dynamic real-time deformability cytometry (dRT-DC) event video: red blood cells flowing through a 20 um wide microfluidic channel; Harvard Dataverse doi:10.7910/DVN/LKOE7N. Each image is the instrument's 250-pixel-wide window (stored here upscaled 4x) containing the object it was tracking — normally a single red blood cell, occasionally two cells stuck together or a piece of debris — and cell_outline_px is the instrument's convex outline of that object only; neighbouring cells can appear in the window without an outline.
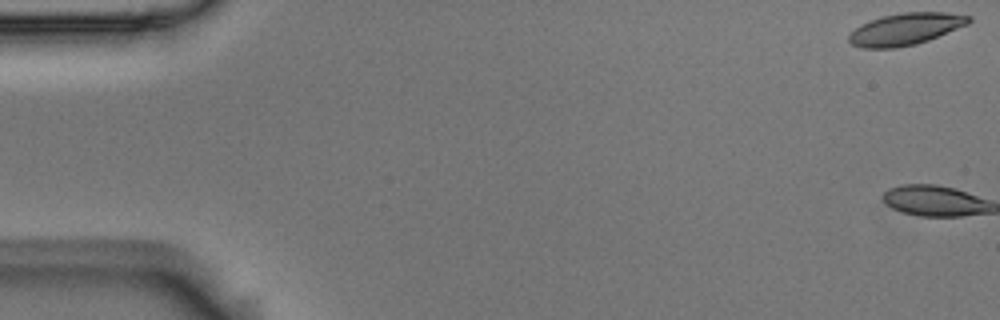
{"species": "Egyptian fruit bat (a non-hibernating species)", "species_latin": "Rousettus aegyptiacus", "temperature_condition": "room temperature", "stored_images_in_passage": 2, "camera_frame_rate_fps": 3000, "um_per_image_px": 0.085, "animal": {"sex": "male"}, "frame": {"image": 1, "passage_image": 1, "time_ms": 0.0, "image_size_px": [1000, 320], "cell_outline_px": [[972, 20], [968, 24], [928, 40], [916, 44], [896, 48], [864, 48], [852, 44], [848, 40], [848, 36], [860, 24], [868, 20], [900, 12], [948, 12], [972, 16]], "centroid_in_image_um": [76.98, 2.46], "position_along_channel_um": 8.0, "area_um2": 22.31}}